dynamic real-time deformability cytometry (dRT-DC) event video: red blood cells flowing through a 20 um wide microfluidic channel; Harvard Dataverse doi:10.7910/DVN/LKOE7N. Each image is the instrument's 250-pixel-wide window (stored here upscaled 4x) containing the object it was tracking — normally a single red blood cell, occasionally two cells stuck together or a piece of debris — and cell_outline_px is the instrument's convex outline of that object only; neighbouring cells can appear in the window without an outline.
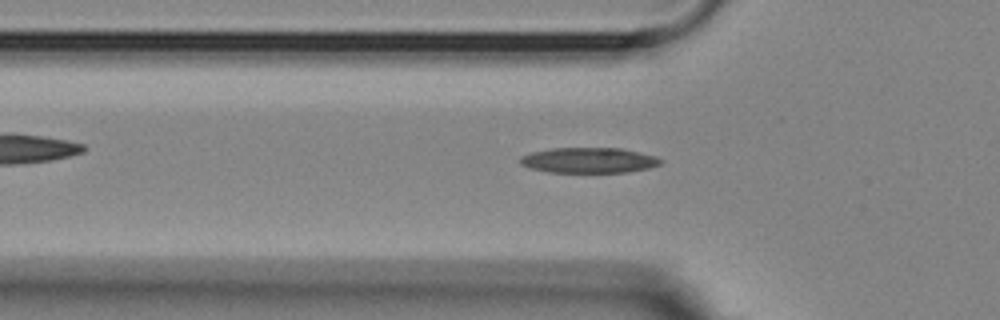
{"species": "Egyptian fruit bat (a non-hibernating species)", "species_latin": "Rousettus aegyptiacus", "temperature_condition": "room temperature", "stored_images_in_passage": 39, "camera_frame_rate_fps": 3000, "um_per_image_px": 0.085, "animal": {"sex": "female"}, "frame": {"image": 1, "passage_image": 5, "time_ms": 1.333, "image_size_px": [1000, 320], "cell_outline_px": [[664, 164], [648, 168], [628, 172], [548, 172], [532, 168], [520, 164], [520, 156], [532, 152], [552, 148], [620, 148], [656, 156], [664, 160]], "centroid_in_image_um": [50.09, 13.62], "position_along_channel_um": 75.7, "area_um2": 20.81}}
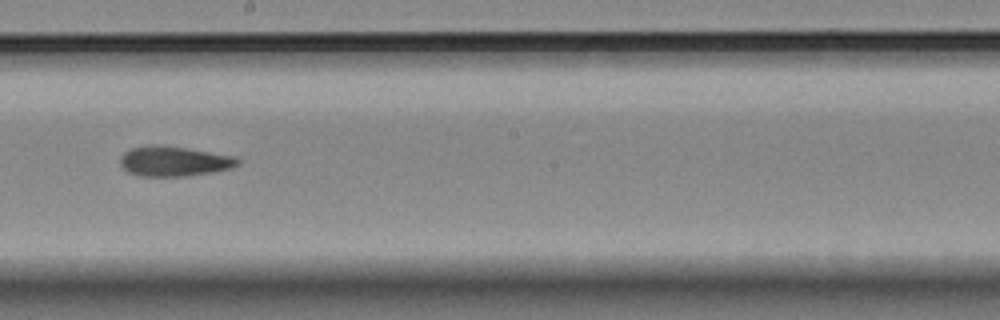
{"frame": {"image": 2, "passage_image": 18, "time_ms": 5.667, "image_size_px": [1000, 320], "cell_outline_px": [[240, 164], [232, 168], [212, 172], [184, 176], [140, 176], [128, 172], [120, 164], [120, 156], [128, 148], [152, 144], [160, 144], [236, 156], [240, 160]], "centroid_in_image_um": [14.78, 13.69], "position_along_channel_um": 233.4, "area_um2": 20.75}}
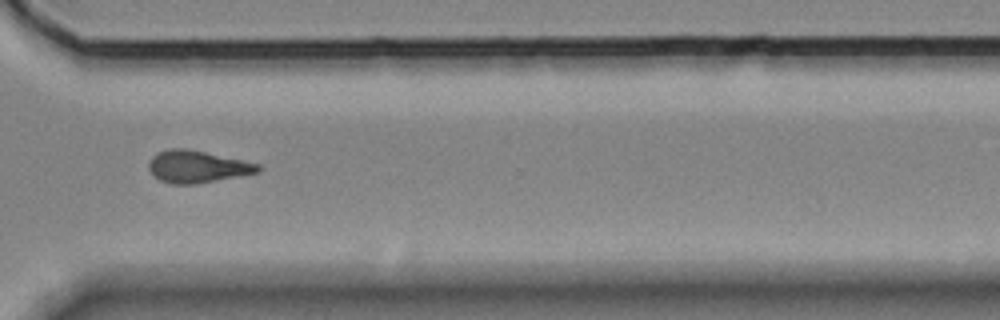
{"frame": {"image": 3, "passage_image": 28, "time_ms": 9.0, "image_size_px": [1000, 320], "cell_outline_px": [[264, 168], [260, 172], [192, 184], [172, 184], [160, 180], [148, 168], [148, 160], [156, 152], [168, 148], [188, 148], [260, 164]], "centroid_in_image_um": [16.75, 14.14], "position_along_channel_um": 353.8, "area_um2": 20.46}, "authors_computed_cell_mechanics": {"area_um2": 20.23, "velocity_mm_per_s": 3.6121, "shape_relaxation_time_tau1_ms": 6.2772, "shape_relaxation_time_tau2_ms": 7.0828, "deformation_change_tau1": 0.1775, "deformation_change_tau2": 0.1809}}